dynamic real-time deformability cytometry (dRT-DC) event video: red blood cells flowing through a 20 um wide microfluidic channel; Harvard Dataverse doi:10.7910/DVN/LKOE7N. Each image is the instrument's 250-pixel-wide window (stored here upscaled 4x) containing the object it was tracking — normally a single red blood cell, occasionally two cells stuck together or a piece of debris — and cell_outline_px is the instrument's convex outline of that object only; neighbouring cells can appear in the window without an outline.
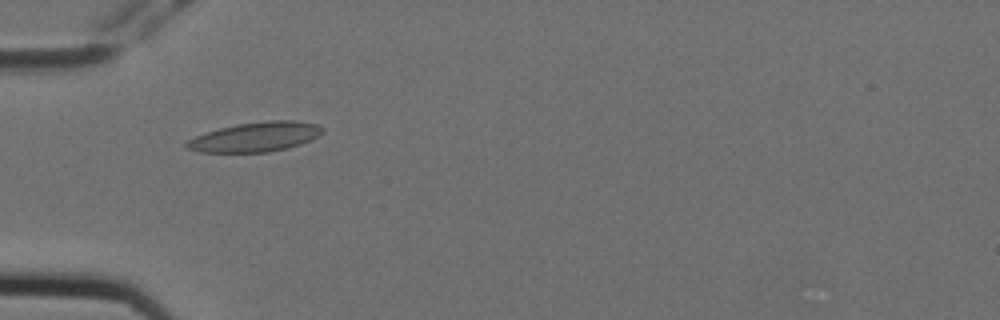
{"species": "Egyptian fruit bat (a non-hibernating species)", "species_latin": "Rousettus aegyptiacus", "temperature_condition": "cold", "stored_images_in_passage": 14, "camera_frame_rate_fps": 3000, "um_per_image_px": 0.085, "animal": {"sex": "female"}, "frame": {"image": 1, "passage_image": 4, "time_ms": 1.0, "image_size_px": [1000, 320], "cell_outline_px": [[324, 132], [320, 136], [312, 140], [288, 148], [268, 152], [200, 152], [184, 148], [184, 144], [188, 140], [204, 132], [236, 124], [268, 120], [292, 120], [316, 124], [324, 128]], "centroid_in_image_um": [21.72, 11.64], "position_along_channel_um": 63.3, "area_um2": 23.64}}
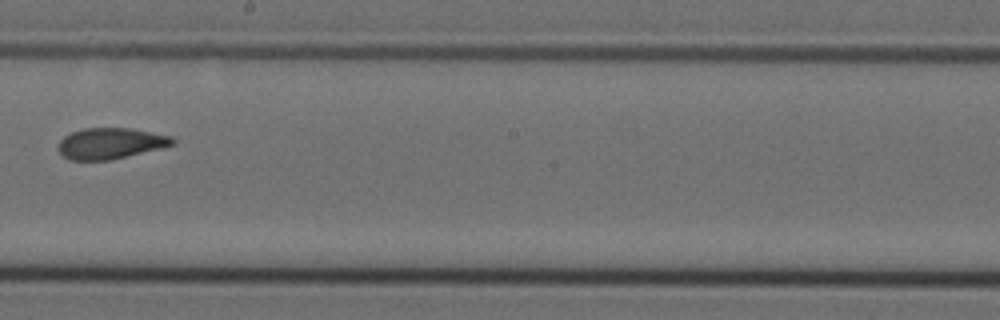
{"frame": {"image": 2, "passage_image": 8, "time_ms": 2.333, "image_size_px": [1000, 320], "cell_outline_px": [[176, 144], [112, 160], [68, 160], [60, 152], [60, 140], [64, 136], [72, 132], [84, 128], [132, 128], [172, 136], [176, 140]], "centroid_in_image_um": [9.43, 12.18], "position_along_channel_um": 238.8, "area_um2": 20.63}}
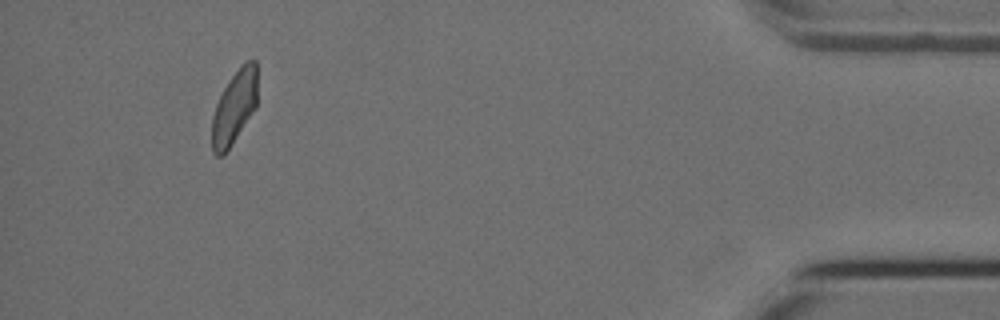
{"frame": {"image": 3, "passage_image": 13, "time_ms": 4.0, "image_size_px": [1000, 320], "cell_outline_px": [[256, 108], [224, 156], [216, 156], [212, 152], [212, 116], [216, 104], [228, 80], [244, 60], [256, 60]], "centroid_in_image_um": [19.91, 9.12], "position_along_channel_um": 415.3, "area_um2": 19.54}}